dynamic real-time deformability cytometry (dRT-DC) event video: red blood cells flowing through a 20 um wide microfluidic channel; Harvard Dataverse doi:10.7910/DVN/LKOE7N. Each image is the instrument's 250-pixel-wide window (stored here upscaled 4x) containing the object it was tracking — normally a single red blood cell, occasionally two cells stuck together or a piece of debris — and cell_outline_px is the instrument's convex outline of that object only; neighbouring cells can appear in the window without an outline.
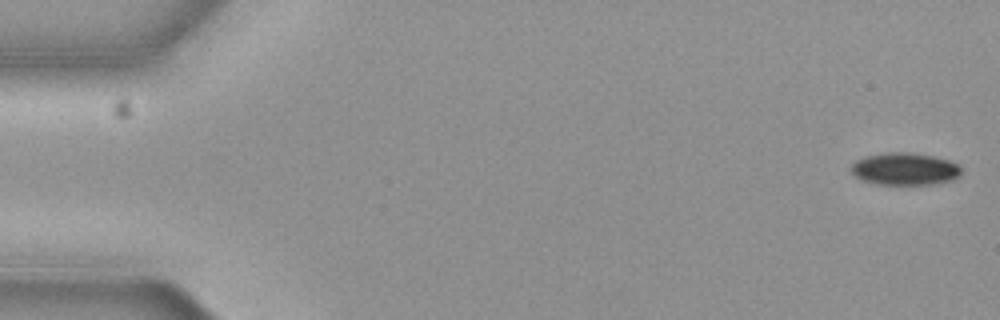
{"species": "common noctule bat (a hibernating species)", "species_latin": "Nyctalus noctula", "temperature_condition": "cold", "stored_images_in_passage": 13, "camera_frame_rate_fps": 3000, "um_per_image_px": 0.085, "animal": {"sex": "female", "body_mass_g": 19.3, "forearm_length_mm": 54.1}, "frame": {"image": 1, "passage_image": 1, "time_ms": 0.0, "image_size_px": [1000, 320], "cell_outline_px": [[960, 176], [952, 180], [932, 184], [876, 184], [860, 180], [852, 172], [852, 164], [856, 160], [864, 156], [888, 152], [908, 152], [932, 156], [948, 160], [960, 164]], "centroid_in_image_um": [76.91, 14.36], "position_along_channel_um": 8.1, "area_um2": 20.75}}
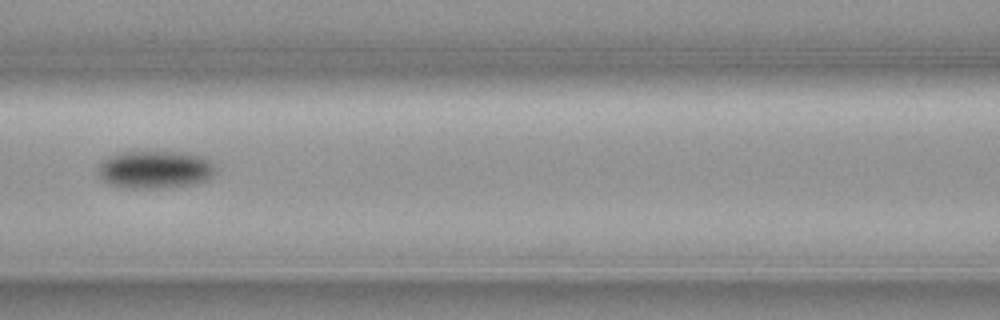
{"frame": {"image": 2, "passage_image": 7, "time_ms": 2.0, "image_size_px": [1000, 320], "cell_outline_px": [[216, 172], [208, 180], [196, 184], [168, 188], [120, 188], [108, 184], [96, 172], [100, 164], [108, 156], [120, 152], [184, 152], [208, 156], [216, 164]], "centroid_in_image_um": [13.25, 14.42], "position_along_channel_um": 153.3, "area_um2": 26.65}}
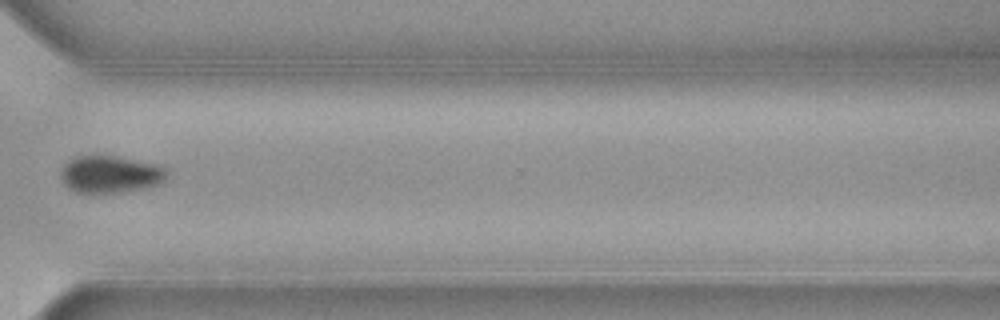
{"frame": {"image": 3, "passage_image": 12, "time_ms": 3.667, "image_size_px": [1000, 320], "cell_outline_px": [[168, 172], [164, 180], [160, 184], [148, 188], [116, 192], [72, 192], [60, 180], [60, 172], [64, 164], [68, 160], [76, 156], [96, 152], [160, 164]], "centroid_in_image_um": [9.34, 14.77], "position_along_channel_um": 361.3, "area_um2": 23.87}}